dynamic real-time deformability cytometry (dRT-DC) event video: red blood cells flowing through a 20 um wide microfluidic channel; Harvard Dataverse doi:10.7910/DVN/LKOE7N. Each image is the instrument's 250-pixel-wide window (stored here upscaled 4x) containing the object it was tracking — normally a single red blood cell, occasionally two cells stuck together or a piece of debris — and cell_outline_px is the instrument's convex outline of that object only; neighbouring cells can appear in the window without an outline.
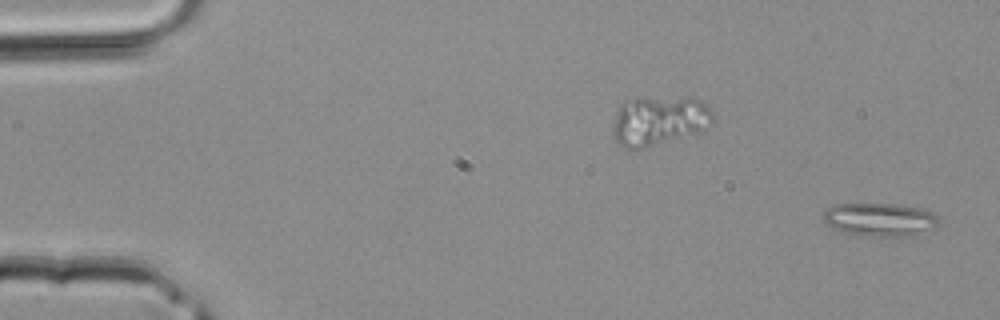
{"species": "common noctule bat (a hibernating species)", "species_latin": "Nyctalus noctula", "temperature_condition": "room temperature", "stored_images_in_passage": 39, "camera_frame_rate_fps": 3000, "um_per_image_px": 0.085, "animal": {"sex": "male", "body_mass_g": 20.4}, "frame": {"image": 1, "passage_image": 1, "time_ms": 0.0, "image_size_px": [1000, 320], "cell_outline_px": [[940, 224], [936, 228], [900, 236], [864, 236], [840, 232], [832, 228], [824, 220], [824, 212], [832, 204], [904, 204], [924, 208], [932, 212], [940, 220]], "centroid_in_image_um": [74.8, 18.64], "position_along_channel_um": 10.2, "area_um2": 22.54}}
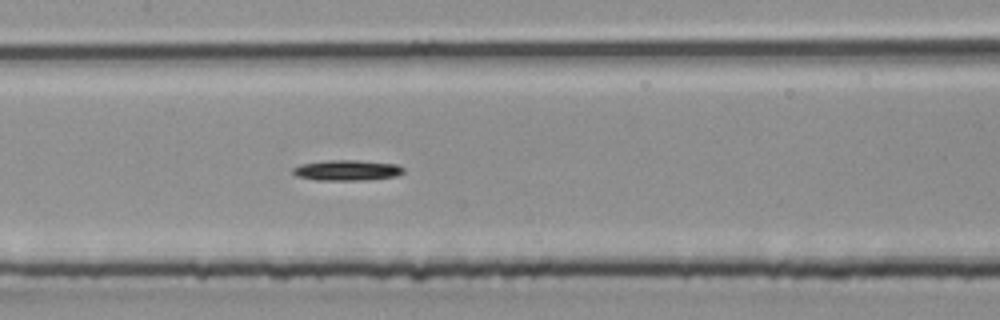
{"frame": {"image": 2, "passage_image": 19, "time_ms": 6.0, "image_size_px": [1000, 320], "cell_outline_px": [[404, 172], [396, 176], [356, 180], [316, 180], [296, 176], [292, 172], [292, 168], [300, 164], [324, 160], [356, 160], [396, 164], [404, 168]], "centroid_in_image_um": [29.44, 14.46], "position_along_channel_um": 178.0, "area_um2": 13.18}}